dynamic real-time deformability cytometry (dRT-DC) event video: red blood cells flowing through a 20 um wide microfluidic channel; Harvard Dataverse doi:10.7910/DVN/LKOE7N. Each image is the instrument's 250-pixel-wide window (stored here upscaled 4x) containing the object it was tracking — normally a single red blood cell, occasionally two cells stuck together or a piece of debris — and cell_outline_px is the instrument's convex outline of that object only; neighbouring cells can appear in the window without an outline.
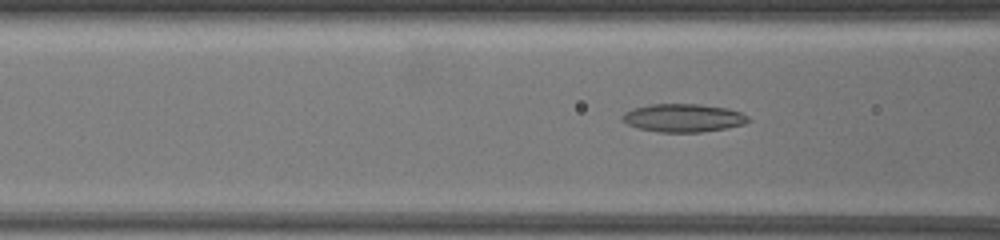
{"species": "common noctule bat (a hibernating species)", "species_latin": "Nyctalus noctula", "temperature_condition": "warm", "stored_images_in_passage": 20, "camera_frame_rate_fps": 3000, "um_per_image_px": 0.085, "animal": {"sex": "female", "body_mass_g": 19.5, "forearm_length_mm": 54.1}, "frame": {"image": 1, "passage_image": 9, "time_ms": 1.333, "image_size_px": [1000, 240], "cell_outline_px": [[752, 120], [744, 124], [728, 128], [700, 132], [660, 132], [636, 128], [628, 124], [620, 116], [624, 112], [636, 108], [652, 104], [696, 104], [724, 108], [740, 112], [748, 116]], "centroid_in_image_um": [58.09, 10.03], "position_along_channel_um": 108.5, "area_um2": 20.52}}
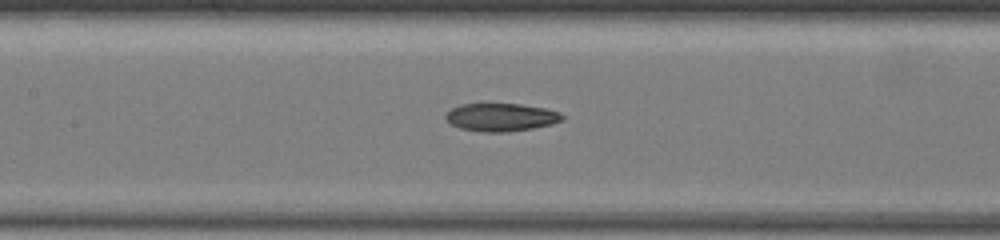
{"frame": {"image": 2, "passage_image": 16, "time_ms": 2.667, "image_size_px": [1000, 240], "cell_outline_px": [[564, 120], [552, 124], [532, 128], [508, 132], [480, 132], [460, 128], [452, 124], [444, 116], [452, 108], [460, 104], [520, 104], [544, 108], [560, 112], [564, 116]], "centroid_in_image_um": [42.61, 9.97], "position_along_channel_um": 164.8, "area_um2": 18.96}}